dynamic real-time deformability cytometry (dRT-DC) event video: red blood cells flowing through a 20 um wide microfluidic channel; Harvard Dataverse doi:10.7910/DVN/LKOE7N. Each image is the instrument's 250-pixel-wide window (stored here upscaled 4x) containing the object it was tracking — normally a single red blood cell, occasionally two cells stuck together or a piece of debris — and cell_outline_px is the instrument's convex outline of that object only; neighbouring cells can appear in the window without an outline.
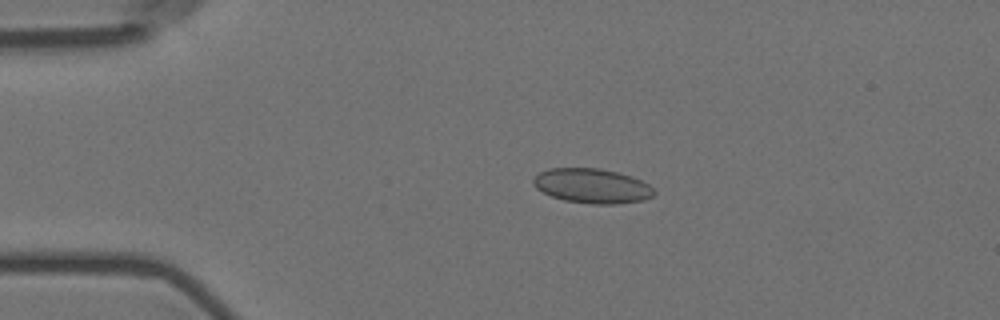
{"species": "Egyptian fruit bat (a non-hibernating species)", "species_latin": "Rousettus aegyptiacus", "temperature_condition": "room temperature", "stored_images_in_passage": 7, "camera_frame_rate_fps": 3000, "um_per_image_px": 0.085, "animal": {"sex": "female"}, "frame": {"image": 1, "passage_image": 4, "time_ms": 1.0, "image_size_px": [1000, 320], "cell_outline_px": [[656, 192], [652, 196], [644, 200], [616, 204], [592, 204], [564, 200], [552, 196], [536, 188], [532, 184], [532, 180], [540, 172], [548, 168], [600, 168], [632, 176], [648, 184]], "centroid_in_image_um": [50.32, 15.8], "position_along_channel_um": 34.7, "area_um2": 24.33}}
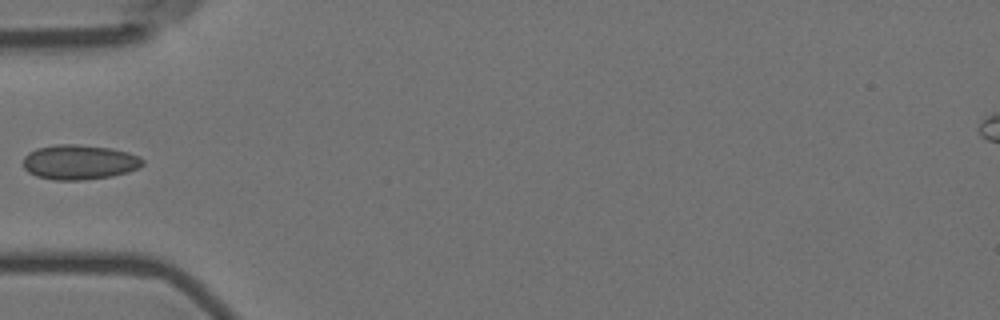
{"frame": {"image": 2, "passage_image": 6, "time_ms": 1.667, "image_size_px": [1000, 320], "cell_outline_px": [[144, 164], [140, 168], [128, 172], [112, 176], [84, 180], [56, 180], [36, 176], [28, 172], [24, 168], [24, 156], [28, 152], [36, 148], [56, 144], [76, 144], [112, 148], [128, 152], [140, 156], [144, 160]], "centroid_in_image_um": [6.77, 13.78], "position_along_channel_um": 78.2, "area_um2": 24.51}}
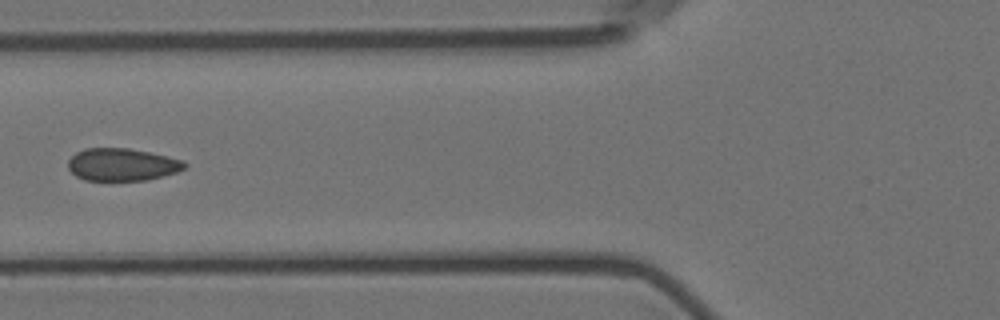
{"frame": {"image": 3, "passage_image": 7, "time_ms": 2.0, "image_size_px": [1000, 320], "cell_outline_px": [[188, 164], [184, 168], [176, 172], [148, 180], [84, 180], [76, 176], [68, 168], [68, 160], [76, 152], [84, 148], [128, 148], [168, 156], [184, 160]], "centroid_in_image_um": [10.37, 13.98], "position_along_channel_um": 115.4, "area_um2": 22.08}}